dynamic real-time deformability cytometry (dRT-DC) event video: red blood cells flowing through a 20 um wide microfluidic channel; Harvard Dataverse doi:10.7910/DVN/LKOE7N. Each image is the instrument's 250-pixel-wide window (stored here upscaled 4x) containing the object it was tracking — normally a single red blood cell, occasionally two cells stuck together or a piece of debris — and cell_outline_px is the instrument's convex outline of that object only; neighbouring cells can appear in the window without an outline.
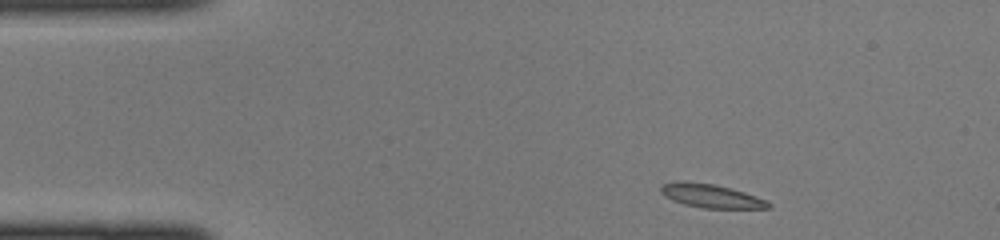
{"species": "common noctule bat (a hibernating species)", "species_latin": "Nyctalus noctula", "temperature_condition": "cold", "stored_images_in_passage": 39, "camera_frame_rate_fps": 3000, "um_per_image_px": 0.085, "animal": {"sex": "female", "body_mass_g": 22.0, "forearm_length_mm": 56.7}, "frame": {"image": 1, "passage_image": 1, "time_ms": 0.0, "image_size_px": [1000, 240], "cell_outline_px": [[772, 208], [704, 208], [684, 204], [672, 200], [664, 196], [660, 192], [660, 188], [664, 184], [716, 184], [744, 192], [764, 200], [772, 204]], "centroid_in_image_um": [60.51, 16.71], "position_along_channel_um": 24.5, "area_um2": 13.99}}
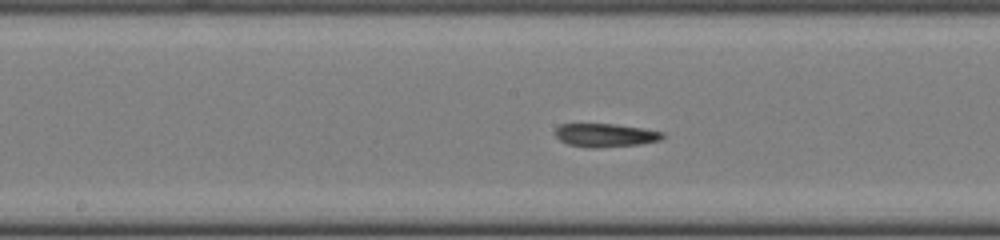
{"frame": {"image": 2, "passage_image": 17, "time_ms": 5.333, "image_size_px": [1000, 240], "cell_outline_px": [[664, 136], [660, 140], [640, 144], [596, 148], [588, 148], [568, 144], [560, 140], [556, 136], [556, 128], [560, 124], [616, 124], [644, 128], [664, 132]], "centroid_in_image_um": [51.47, 11.49], "position_along_channel_um": 196.7, "area_um2": 14.68}}
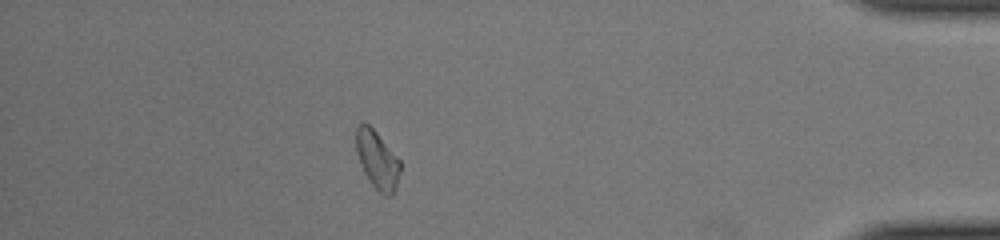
{"frame": {"image": 3, "passage_image": 34, "time_ms": 11.0, "image_size_px": [1000, 240], "cell_outline_px": [[400, 172], [392, 196], [384, 196], [372, 184], [364, 172], [360, 164], [356, 152], [356, 124], [368, 124], [376, 132], [400, 160]], "centroid_in_image_um": [32.05, 13.58], "position_along_channel_um": 403.1, "area_um2": 14.68}}